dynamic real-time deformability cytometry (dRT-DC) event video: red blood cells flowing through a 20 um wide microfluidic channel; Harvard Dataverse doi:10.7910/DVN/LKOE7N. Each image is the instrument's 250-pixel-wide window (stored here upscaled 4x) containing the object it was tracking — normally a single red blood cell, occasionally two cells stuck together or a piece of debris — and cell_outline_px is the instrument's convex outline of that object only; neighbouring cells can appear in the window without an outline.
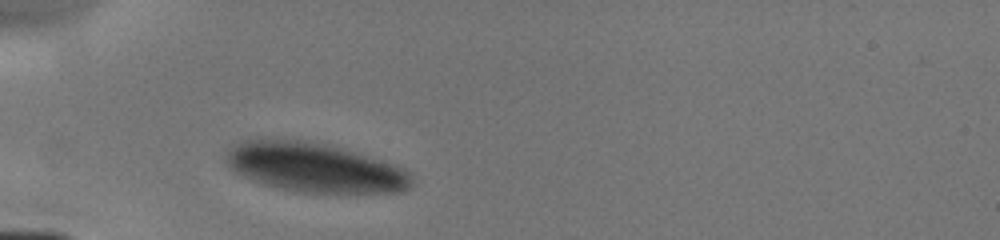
{"species": "human", "species_latin": "Homo sapiens", "temperature_condition": "cold", "stored_images_in_passage": 8, "camera_frame_rate_fps": 3000, "um_per_image_px": 0.085, "donor": {"sex": "male"}, "frame": {"image": 1, "passage_image": 1, "time_ms": 0.0, "image_size_px": [1000, 240], "cell_outline_px": [[412, 184], [408, 188], [400, 192], [356, 196], [344, 196], [296, 192], [260, 184], [240, 176], [228, 168], [228, 152], [236, 144], [244, 140], [256, 136], [260, 136], [304, 140], [324, 144], [340, 148], [392, 164], [404, 168], [408, 172], [412, 180]], "centroid_in_image_um": [26.73, 14.29], "position_along_channel_um": 58.3, "area_um2": 55.2}}
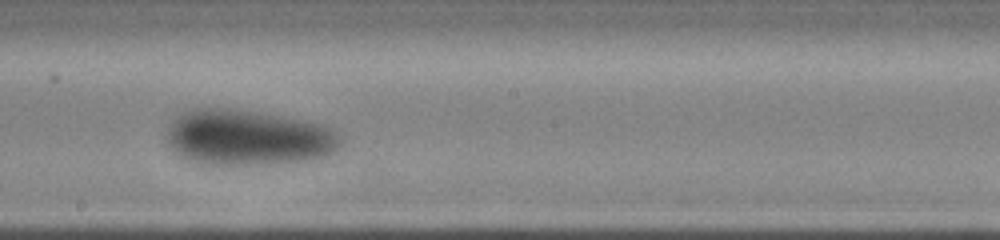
{"frame": {"image": 2, "passage_image": 6, "time_ms": 4.333, "image_size_px": [1000, 240], "cell_outline_px": [[344, 140], [332, 152], [324, 156], [308, 160], [272, 164], [204, 164], [180, 156], [168, 144], [168, 128], [172, 120], [176, 116], [192, 108], [228, 108], [276, 116], [320, 124], [332, 128]], "centroid_in_image_um": [21.06, 11.7], "position_along_channel_um": 227.1, "area_um2": 55.72}}
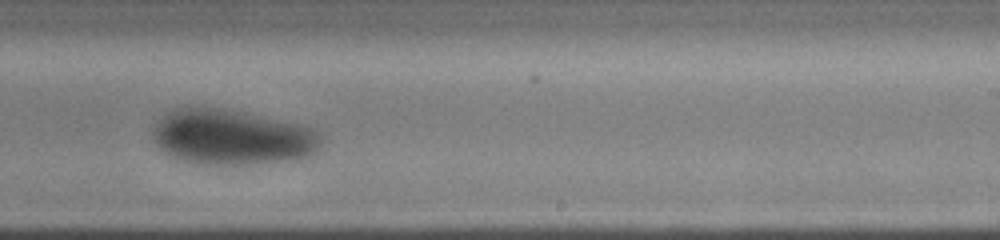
{"frame": {"image": 3, "passage_image": 7, "time_ms": 5.333, "image_size_px": [1000, 240], "cell_outline_px": [[320, 144], [316, 152], [308, 156], [292, 160], [248, 164], [192, 164], [168, 156], [152, 140], [152, 128], [160, 116], [164, 112], [180, 104], [200, 104], [244, 112], [296, 124], [312, 128], [320, 136]], "centroid_in_image_um": [19.56, 11.62], "position_along_channel_um": 269.4, "area_um2": 55.43}}